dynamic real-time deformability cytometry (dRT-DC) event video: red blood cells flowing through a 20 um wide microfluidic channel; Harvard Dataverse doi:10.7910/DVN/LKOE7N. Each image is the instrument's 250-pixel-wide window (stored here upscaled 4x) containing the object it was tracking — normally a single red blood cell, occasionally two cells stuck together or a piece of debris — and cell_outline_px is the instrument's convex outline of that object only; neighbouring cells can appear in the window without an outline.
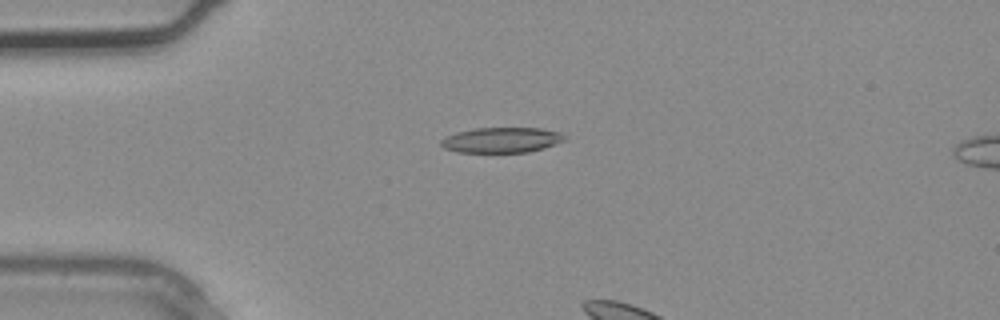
{"species": "common noctule bat (a hibernating species)", "species_latin": "Nyctalus noctula", "temperature_condition": "warm", "stored_images_in_passage": 3, "camera_frame_rate_fps": 3000, "um_per_image_px": 0.085, "animal": {"sex": "male", "body_mass_g": 20.4}, "frame": {"image": 1, "passage_image": 1, "time_ms": 0.0, "image_size_px": [1000, 320], "cell_outline_px": [[568, 136], [564, 140], [544, 148], [528, 152], [456, 152], [444, 148], [440, 144], [440, 140], [456, 132], [472, 128], [540, 128], [564, 132]], "centroid_in_image_um": [42.66, 11.89], "position_along_channel_um": 42.3, "area_um2": 18.38}}